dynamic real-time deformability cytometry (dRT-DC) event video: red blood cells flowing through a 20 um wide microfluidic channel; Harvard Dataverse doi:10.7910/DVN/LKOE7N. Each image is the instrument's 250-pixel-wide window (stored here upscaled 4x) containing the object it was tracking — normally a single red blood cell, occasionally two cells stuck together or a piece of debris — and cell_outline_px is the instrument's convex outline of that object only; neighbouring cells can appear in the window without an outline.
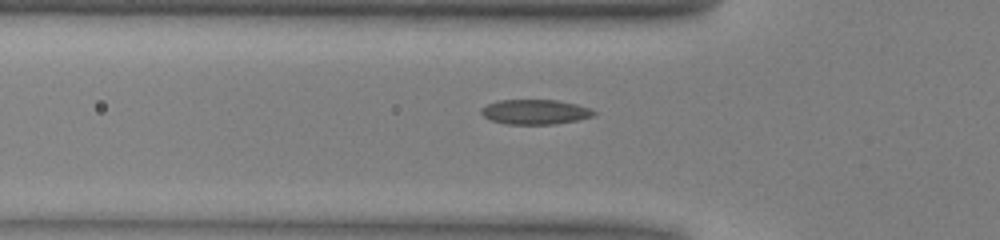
{"species": "common noctule bat (a hibernating species)", "species_latin": "Nyctalus noctula", "temperature_condition": "warm", "stored_images_in_passage": 33, "camera_frame_rate_fps": 3000, "um_per_image_px": 0.085, "animal": {"sex": "male", "body_mass_g": 13.0, "forearm_length_mm": 53.1}, "frame": {"image": 1, "passage_image": 3, "time_ms": 0.667, "image_size_px": [1000, 240], "cell_outline_px": [[596, 112], [592, 116], [576, 120], [552, 124], [508, 124], [492, 120], [484, 116], [480, 112], [480, 108], [488, 104], [500, 100], [556, 100], [576, 104], [588, 108]], "centroid_in_image_um": [45.45, 9.51], "position_along_channel_um": 80.4, "area_um2": 16.01}}
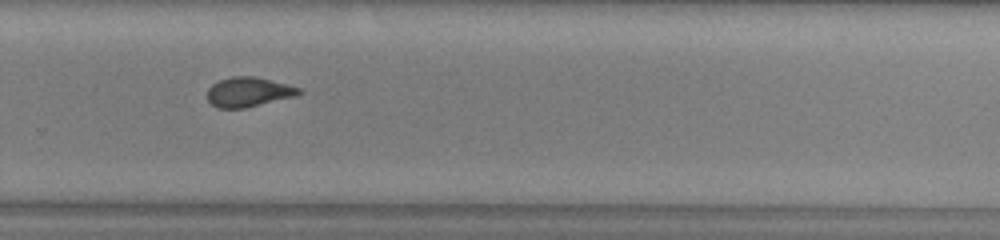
{"frame": {"image": 2, "passage_image": 20, "time_ms": 6.333, "image_size_px": [1000, 240], "cell_outline_px": [[304, 92], [296, 96], [244, 108], [216, 108], [208, 100], [208, 88], [212, 84], [220, 80], [232, 76], [252, 76], [300, 88]], "centroid_in_image_um": [21.1, 7.83], "position_along_channel_um": 308.7, "area_um2": 15.61}}
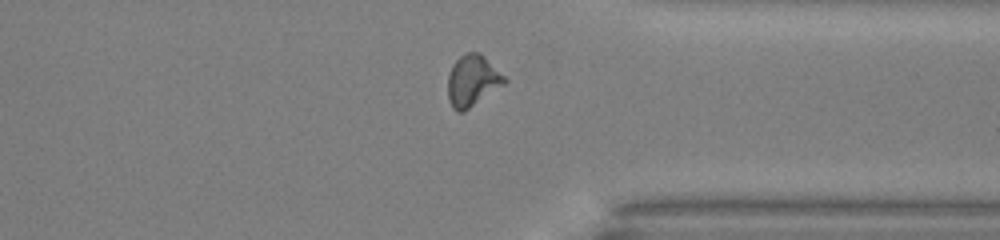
{"frame": {"image": 3, "passage_image": 25, "time_ms": 8.0, "image_size_px": [1000, 240], "cell_outline_px": [[508, 80], [504, 84], [464, 112], [456, 112], [452, 108], [448, 100], [448, 76], [452, 64], [460, 56], [468, 52], [476, 52], [484, 56]], "centroid_in_image_um": [40.13, 6.88], "position_along_channel_um": 371.3, "area_um2": 16.82}, "authors_computed_cell_mechanics": {"area_um2": 16.0106, "velocity_mm_per_s": 4.0232, "shape_relaxation_time_tau1_ms": 6.1363, "shape_relaxation_time_tau2_ms": 1.9628, "deformation_change_tau1": 0.1533, "deformation_change_tau2": 0.0817}}